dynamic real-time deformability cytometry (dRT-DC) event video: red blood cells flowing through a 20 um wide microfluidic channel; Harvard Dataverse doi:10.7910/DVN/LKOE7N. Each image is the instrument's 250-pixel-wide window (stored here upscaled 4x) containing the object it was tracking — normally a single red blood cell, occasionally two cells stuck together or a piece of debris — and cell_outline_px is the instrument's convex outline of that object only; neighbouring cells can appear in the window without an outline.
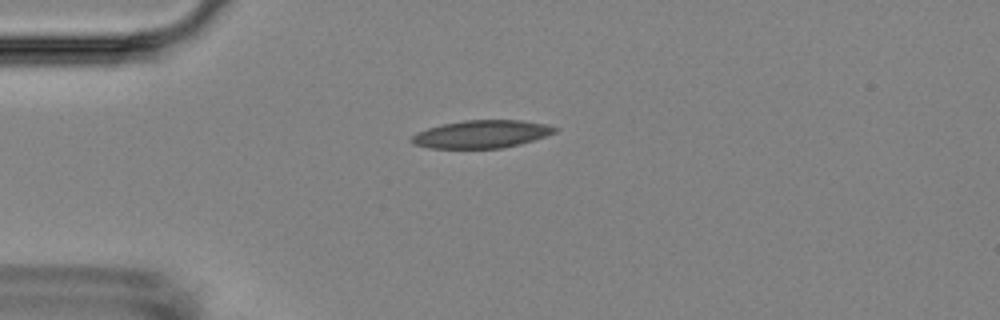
{"species": "Egyptian fruit bat (a non-hibernating species)", "species_latin": "Rousettus aegyptiacus", "temperature_condition": "room temperature", "stored_images_in_passage": 3, "camera_frame_rate_fps": 3000, "um_per_image_px": 0.085, "animal": {"sex": "female"}, "frame": {"image": 1, "passage_image": 2, "time_ms": 1.0, "image_size_px": [1000, 320], "cell_outline_px": [[560, 128], [556, 132], [520, 144], [504, 148], [432, 148], [412, 144], [412, 136], [416, 132], [428, 128], [444, 124], [464, 120], [520, 120], [548, 124]], "centroid_in_image_um": [40.96, 11.4], "position_along_channel_um": 44.0, "area_um2": 23.12}}